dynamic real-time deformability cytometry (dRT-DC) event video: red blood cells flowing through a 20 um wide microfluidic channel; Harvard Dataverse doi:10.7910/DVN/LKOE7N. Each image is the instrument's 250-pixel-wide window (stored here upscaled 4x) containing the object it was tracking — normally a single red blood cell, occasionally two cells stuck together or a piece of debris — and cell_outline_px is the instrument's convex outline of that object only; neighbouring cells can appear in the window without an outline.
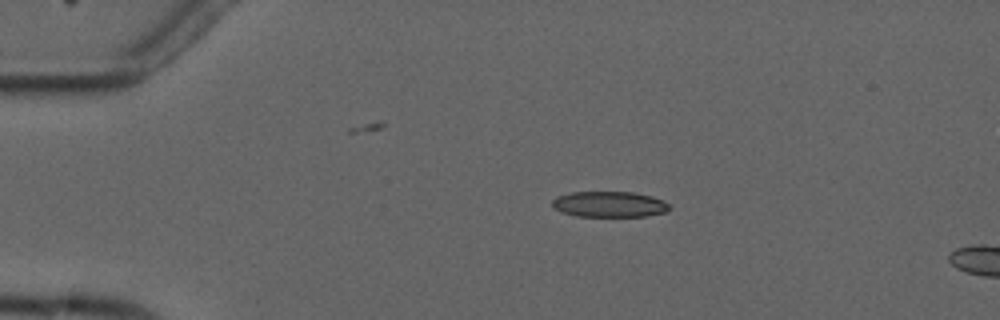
{"species": "common noctule bat (a hibernating species)", "species_latin": "Nyctalus noctula", "temperature_condition": "cold", "stored_images_in_passage": 3, "camera_frame_rate_fps": 3000, "um_per_image_px": 0.085, "animal": {"sex": "male", "forearm_length_mm": 52.5}, "frame": {"image": 1, "passage_image": 2, "time_ms": 1.333, "image_size_px": [1000, 320], "cell_outline_px": [[672, 208], [668, 212], [648, 216], [576, 216], [560, 212], [552, 208], [552, 200], [556, 196], [572, 192], [632, 192], [652, 196], [668, 204]], "centroid_in_image_um": [51.78, 17.37], "position_along_channel_um": 33.2, "area_um2": 17.74}}